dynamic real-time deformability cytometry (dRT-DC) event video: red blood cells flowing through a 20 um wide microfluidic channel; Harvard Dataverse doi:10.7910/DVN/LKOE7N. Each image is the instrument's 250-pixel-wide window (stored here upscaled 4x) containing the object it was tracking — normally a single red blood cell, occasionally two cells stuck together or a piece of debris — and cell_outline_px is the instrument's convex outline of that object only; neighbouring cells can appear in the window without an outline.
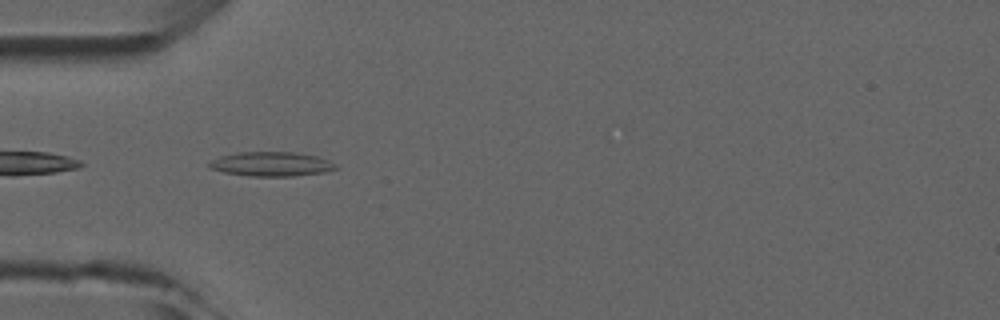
{"species": "common noctule bat (a hibernating species)", "species_latin": "Nyctalus noctula", "temperature_condition": "room temperature", "stored_images_in_passage": 6, "camera_frame_rate_fps": 3000, "um_per_image_px": 0.085, "animal": {"sex": "male", "forearm_length_mm": 52.5}, "frame": {"image": 1, "passage_image": 5, "time_ms": 4.667, "image_size_px": [1000, 320], "cell_outline_px": [[340, 168], [324, 172], [292, 176], [252, 176], [224, 172], [208, 168], [208, 160], [220, 156], [236, 152], [296, 152], [316, 156], [328, 160], [336, 164]], "centroid_in_image_um": [23.04, 13.94], "position_along_channel_um": 62.0, "area_um2": 18.09}}
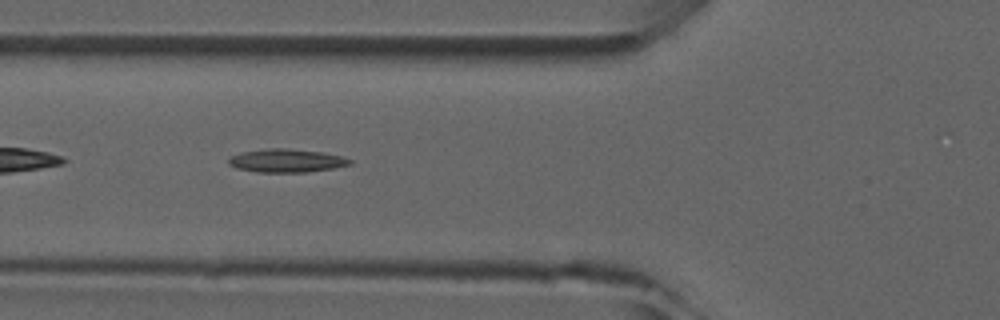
{"frame": {"image": 2, "passage_image": 6, "time_ms": 5.667, "image_size_px": [1000, 320], "cell_outline_px": [[352, 164], [332, 168], [308, 172], [256, 172], [236, 168], [228, 164], [228, 160], [232, 156], [240, 152], [268, 148], [288, 148], [324, 152], [344, 156], [352, 160]], "centroid_in_image_um": [24.37, 13.65], "position_along_channel_um": 101.4, "area_um2": 16.65}}